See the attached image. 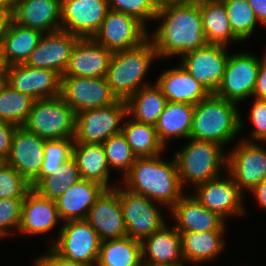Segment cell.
I'll return each instance as SVG.
<instances>
[{
  "mask_svg": "<svg viewBox=\"0 0 266 266\" xmlns=\"http://www.w3.org/2000/svg\"><path fill=\"white\" fill-rule=\"evenodd\" d=\"M141 252L142 262L146 265H184L185 263L181 236L175 226L169 228L164 224L159 230L143 239Z\"/></svg>",
  "mask_w": 266,
  "mask_h": 266,
  "instance_id": "obj_23",
  "label": "cell"
},
{
  "mask_svg": "<svg viewBox=\"0 0 266 266\" xmlns=\"http://www.w3.org/2000/svg\"><path fill=\"white\" fill-rule=\"evenodd\" d=\"M31 184L13 167L6 163L0 167V199L25 198Z\"/></svg>",
  "mask_w": 266,
  "mask_h": 266,
  "instance_id": "obj_42",
  "label": "cell"
},
{
  "mask_svg": "<svg viewBox=\"0 0 266 266\" xmlns=\"http://www.w3.org/2000/svg\"><path fill=\"white\" fill-rule=\"evenodd\" d=\"M195 105L168 101L155 129L159 140L166 146L170 138H190Z\"/></svg>",
  "mask_w": 266,
  "mask_h": 266,
  "instance_id": "obj_29",
  "label": "cell"
},
{
  "mask_svg": "<svg viewBox=\"0 0 266 266\" xmlns=\"http://www.w3.org/2000/svg\"><path fill=\"white\" fill-rule=\"evenodd\" d=\"M230 22L233 34L243 42L247 40L256 29L258 19L247 0H221Z\"/></svg>",
  "mask_w": 266,
  "mask_h": 266,
  "instance_id": "obj_38",
  "label": "cell"
},
{
  "mask_svg": "<svg viewBox=\"0 0 266 266\" xmlns=\"http://www.w3.org/2000/svg\"><path fill=\"white\" fill-rule=\"evenodd\" d=\"M253 95L256 99L266 100V57L260 63Z\"/></svg>",
  "mask_w": 266,
  "mask_h": 266,
  "instance_id": "obj_47",
  "label": "cell"
},
{
  "mask_svg": "<svg viewBox=\"0 0 266 266\" xmlns=\"http://www.w3.org/2000/svg\"><path fill=\"white\" fill-rule=\"evenodd\" d=\"M113 52L92 38H80L74 45L63 76L106 77Z\"/></svg>",
  "mask_w": 266,
  "mask_h": 266,
  "instance_id": "obj_21",
  "label": "cell"
},
{
  "mask_svg": "<svg viewBox=\"0 0 266 266\" xmlns=\"http://www.w3.org/2000/svg\"><path fill=\"white\" fill-rule=\"evenodd\" d=\"M61 0H16L12 20L43 34L61 30Z\"/></svg>",
  "mask_w": 266,
  "mask_h": 266,
  "instance_id": "obj_22",
  "label": "cell"
},
{
  "mask_svg": "<svg viewBox=\"0 0 266 266\" xmlns=\"http://www.w3.org/2000/svg\"><path fill=\"white\" fill-rule=\"evenodd\" d=\"M262 56L259 60L252 53L229 54L222 82L215 95L236 104L253 96L258 69L266 52Z\"/></svg>",
  "mask_w": 266,
  "mask_h": 266,
  "instance_id": "obj_9",
  "label": "cell"
},
{
  "mask_svg": "<svg viewBox=\"0 0 266 266\" xmlns=\"http://www.w3.org/2000/svg\"><path fill=\"white\" fill-rule=\"evenodd\" d=\"M220 177L196 186L197 190L193 197L224 221L227 216L246 214L245 207H243V193L230 175L225 179Z\"/></svg>",
  "mask_w": 266,
  "mask_h": 266,
  "instance_id": "obj_16",
  "label": "cell"
},
{
  "mask_svg": "<svg viewBox=\"0 0 266 266\" xmlns=\"http://www.w3.org/2000/svg\"><path fill=\"white\" fill-rule=\"evenodd\" d=\"M258 21L266 26V0H247Z\"/></svg>",
  "mask_w": 266,
  "mask_h": 266,
  "instance_id": "obj_48",
  "label": "cell"
},
{
  "mask_svg": "<svg viewBox=\"0 0 266 266\" xmlns=\"http://www.w3.org/2000/svg\"><path fill=\"white\" fill-rule=\"evenodd\" d=\"M237 107L234 102L210 94L195 105L190 138L225 147L244 127Z\"/></svg>",
  "mask_w": 266,
  "mask_h": 266,
  "instance_id": "obj_3",
  "label": "cell"
},
{
  "mask_svg": "<svg viewBox=\"0 0 266 266\" xmlns=\"http://www.w3.org/2000/svg\"><path fill=\"white\" fill-rule=\"evenodd\" d=\"M34 101L5 83L0 90V120L23 126Z\"/></svg>",
  "mask_w": 266,
  "mask_h": 266,
  "instance_id": "obj_37",
  "label": "cell"
},
{
  "mask_svg": "<svg viewBox=\"0 0 266 266\" xmlns=\"http://www.w3.org/2000/svg\"><path fill=\"white\" fill-rule=\"evenodd\" d=\"M142 263L141 241L125 236L100 243L96 266H138Z\"/></svg>",
  "mask_w": 266,
  "mask_h": 266,
  "instance_id": "obj_34",
  "label": "cell"
},
{
  "mask_svg": "<svg viewBox=\"0 0 266 266\" xmlns=\"http://www.w3.org/2000/svg\"><path fill=\"white\" fill-rule=\"evenodd\" d=\"M138 266H147L146 264H144L143 262L140 264V265H138Z\"/></svg>",
  "mask_w": 266,
  "mask_h": 266,
  "instance_id": "obj_56",
  "label": "cell"
},
{
  "mask_svg": "<svg viewBox=\"0 0 266 266\" xmlns=\"http://www.w3.org/2000/svg\"><path fill=\"white\" fill-rule=\"evenodd\" d=\"M154 20H161V24L153 35L148 33V39L158 58L182 57L207 44L199 0H160Z\"/></svg>",
  "mask_w": 266,
  "mask_h": 266,
  "instance_id": "obj_1",
  "label": "cell"
},
{
  "mask_svg": "<svg viewBox=\"0 0 266 266\" xmlns=\"http://www.w3.org/2000/svg\"><path fill=\"white\" fill-rule=\"evenodd\" d=\"M6 83L34 100L60 96L61 76L57 72L25 63L8 66Z\"/></svg>",
  "mask_w": 266,
  "mask_h": 266,
  "instance_id": "obj_17",
  "label": "cell"
},
{
  "mask_svg": "<svg viewBox=\"0 0 266 266\" xmlns=\"http://www.w3.org/2000/svg\"><path fill=\"white\" fill-rule=\"evenodd\" d=\"M8 66L4 56L3 44L0 43V74H6Z\"/></svg>",
  "mask_w": 266,
  "mask_h": 266,
  "instance_id": "obj_52",
  "label": "cell"
},
{
  "mask_svg": "<svg viewBox=\"0 0 266 266\" xmlns=\"http://www.w3.org/2000/svg\"><path fill=\"white\" fill-rule=\"evenodd\" d=\"M42 36V32L18 25L12 20L2 42L7 64L26 63Z\"/></svg>",
  "mask_w": 266,
  "mask_h": 266,
  "instance_id": "obj_33",
  "label": "cell"
},
{
  "mask_svg": "<svg viewBox=\"0 0 266 266\" xmlns=\"http://www.w3.org/2000/svg\"><path fill=\"white\" fill-rule=\"evenodd\" d=\"M74 139L46 140L44 158L39 176L31 183L33 187L42 177L56 172L73 155Z\"/></svg>",
  "mask_w": 266,
  "mask_h": 266,
  "instance_id": "obj_39",
  "label": "cell"
},
{
  "mask_svg": "<svg viewBox=\"0 0 266 266\" xmlns=\"http://www.w3.org/2000/svg\"><path fill=\"white\" fill-rule=\"evenodd\" d=\"M199 8L207 44L228 47V43L240 41L233 34L225 5L221 0H199Z\"/></svg>",
  "mask_w": 266,
  "mask_h": 266,
  "instance_id": "obj_30",
  "label": "cell"
},
{
  "mask_svg": "<svg viewBox=\"0 0 266 266\" xmlns=\"http://www.w3.org/2000/svg\"><path fill=\"white\" fill-rule=\"evenodd\" d=\"M18 126L0 120V156L6 159L9 156L15 130Z\"/></svg>",
  "mask_w": 266,
  "mask_h": 266,
  "instance_id": "obj_45",
  "label": "cell"
},
{
  "mask_svg": "<svg viewBox=\"0 0 266 266\" xmlns=\"http://www.w3.org/2000/svg\"><path fill=\"white\" fill-rule=\"evenodd\" d=\"M250 192L258 201V206L266 209V179L258 183Z\"/></svg>",
  "mask_w": 266,
  "mask_h": 266,
  "instance_id": "obj_49",
  "label": "cell"
},
{
  "mask_svg": "<svg viewBox=\"0 0 266 266\" xmlns=\"http://www.w3.org/2000/svg\"><path fill=\"white\" fill-rule=\"evenodd\" d=\"M45 141L23 126H18L5 163L13 167L31 184L39 176L42 167Z\"/></svg>",
  "mask_w": 266,
  "mask_h": 266,
  "instance_id": "obj_20",
  "label": "cell"
},
{
  "mask_svg": "<svg viewBox=\"0 0 266 266\" xmlns=\"http://www.w3.org/2000/svg\"><path fill=\"white\" fill-rule=\"evenodd\" d=\"M6 83V74H0V90Z\"/></svg>",
  "mask_w": 266,
  "mask_h": 266,
  "instance_id": "obj_53",
  "label": "cell"
},
{
  "mask_svg": "<svg viewBox=\"0 0 266 266\" xmlns=\"http://www.w3.org/2000/svg\"><path fill=\"white\" fill-rule=\"evenodd\" d=\"M86 221L97 232L100 241L127 236L119 193L114 188L105 189L89 210Z\"/></svg>",
  "mask_w": 266,
  "mask_h": 266,
  "instance_id": "obj_19",
  "label": "cell"
},
{
  "mask_svg": "<svg viewBox=\"0 0 266 266\" xmlns=\"http://www.w3.org/2000/svg\"><path fill=\"white\" fill-rule=\"evenodd\" d=\"M79 39L80 37L63 30L43 34L25 64L33 68L53 70L62 77L68 67L72 49Z\"/></svg>",
  "mask_w": 266,
  "mask_h": 266,
  "instance_id": "obj_18",
  "label": "cell"
},
{
  "mask_svg": "<svg viewBox=\"0 0 266 266\" xmlns=\"http://www.w3.org/2000/svg\"><path fill=\"white\" fill-rule=\"evenodd\" d=\"M155 58L158 59L157 51L149 39L135 48L113 53L105 78L118 100L126 101L137 90L149 85L142 82Z\"/></svg>",
  "mask_w": 266,
  "mask_h": 266,
  "instance_id": "obj_4",
  "label": "cell"
},
{
  "mask_svg": "<svg viewBox=\"0 0 266 266\" xmlns=\"http://www.w3.org/2000/svg\"><path fill=\"white\" fill-rule=\"evenodd\" d=\"M76 114L60 97L35 100L23 127L44 140L74 139Z\"/></svg>",
  "mask_w": 266,
  "mask_h": 266,
  "instance_id": "obj_6",
  "label": "cell"
},
{
  "mask_svg": "<svg viewBox=\"0 0 266 266\" xmlns=\"http://www.w3.org/2000/svg\"><path fill=\"white\" fill-rule=\"evenodd\" d=\"M60 97L75 114L87 109L113 105L118 101L105 77L62 76Z\"/></svg>",
  "mask_w": 266,
  "mask_h": 266,
  "instance_id": "obj_13",
  "label": "cell"
},
{
  "mask_svg": "<svg viewBox=\"0 0 266 266\" xmlns=\"http://www.w3.org/2000/svg\"><path fill=\"white\" fill-rule=\"evenodd\" d=\"M109 9L131 15L145 26L157 14L160 0H107Z\"/></svg>",
  "mask_w": 266,
  "mask_h": 266,
  "instance_id": "obj_41",
  "label": "cell"
},
{
  "mask_svg": "<svg viewBox=\"0 0 266 266\" xmlns=\"http://www.w3.org/2000/svg\"><path fill=\"white\" fill-rule=\"evenodd\" d=\"M146 28L137 18L109 9L92 39L114 53L140 46L148 39Z\"/></svg>",
  "mask_w": 266,
  "mask_h": 266,
  "instance_id": "obj_10",
  "label": "cell"
},
{
  "mask_svg": "<svg viewBox=\"0 0 266 266\" xmlns=\"http://www.w3.org/2000/svg\"><path fill=\"white\" fill-rule=\"evenodd\" d=\"M178 232L225 231L226 221L205 208L192 195H183L170 209Z\"/></svg>",
  "mask_w": 266,
  "mask_h": 266,
  "instance_id": "obj_24",
  "label": "cell"
},
{
  "mask_svg": "<svg viewBox=\"0 0 266 266\" xmlns=\"http://www.w3.org/2000/svg\"><path fill=\"white\" fill-rule=\"evenodd\" d=\"M126 117L129 118L125 100L83 110L76 114L74 143L102 144L109 137L121 133V121Z\"/></svg>",
  "mask_w": 266,
  "mask_h": 266,
  "instance_id": "obj_7",
  "label": "cell"
},
{
  "mask_svg": "<svg viewBox=\"0 0 266 266\" xmlns=\"http://www.w3.org/2000/svg\"><path fill=\"white\" fill-rule=\"evenodd\" d=\"M147 266H184V265H167V264H161V265H147Z\"/></svg>",
  "mask_w": 266,
  "mask_h": 266,
  "instance_id": "obj_54",
  "label": "cell"
},
{
  "mask_svg": "<svg viewBox=\"0 0 266 266\" xmlns=\"http://www.w3.org/2000/svg\"><path fill=\"white\" fill-rule=\"evenodd\" d=\"M16 0H0V11L12 12L15 6Z\"/></svg>",
  "mask_w": 266,
  "mask_h": 266,
  "instance_id": "obj_51",
  "label": "cell"
},
{
  "mask_svg": "<svg viewBox=\"0 0 266 266\" xmlns=\"http://www.w3.org/2000/svg\"><path fill=\"white\" fill-rule=\"evenodd\" d=\"M5 164V159H3L1 156H0V167Z\"/></svg>",
  "mask_w": 266,
  "mask_h": 266,
  "instance_id": "obj_55",
  "label": "cell"
},
{
  "mask_svg": "<svg viewBox=\"0 0 266 266\" xmlns=\"http://www.w3.org/2000/svg\"><path fill=\"white\" fill-rule=\"evenodd\" d=\"M227 46L206 44L188 52L181 58V66L189 72L210 94L220 86L229 58Z\"/></svg>",
  "mask_w": 266,
  "mask_h": 266,
  "instance_id": "obj_14",
  "label": "cell"
},
{
  "mask_svg": "<svg viewBox=\"0 0 266 266\" xmlns=\"http://www.w3.org/2000/svg\"><path fill=\"white\" fill-rule=\"evenodd\" d=\"M61 221L56 202L31 189L23 200L18 231L26 235H41L51 231Z\"/></svg>",
  "mask_w": 266,
  "mask_h": 266,
  "instance_id": "obj_25",
  "label": "cell"
},
{
  "mask_svg": "<svg viewBox=\"0 0 266 266\" xmlns=\"http://www.w3.org/2000/svg\"><path fill=\"white\" fill-rule=\"evenodd\" d=\"M72 157L76 160L81 179L100 183L106 189L109 186L110 167L102 144L74 143Z\"/></svg>",
  "mask_w": 266,
  "mask_h": 266,
  "instance_id": "obj_31",
  "label": "cell"
},
{
  "mask_svg": "<svg viewBox=\"0 0 266 266\" xmlns=\"http://www.w3.org/2000/svg\"><path fill=\"white\" fill-rule=\"evenodd\" d=\"M23 200L24 198L0 199V239L14 234L11 229H19Z\"/></svg>",
  "mask_w": 266,
  "mask_h": 266,
  "instance_id": "obj_43",
  "label": "cell"
},
{
  "mask_svg": "<svg viewBox=\"0 0 266 266\" xmlns=\"http://www.w3.org/2000/svg\"><path fill=\"white\" fill-rule=\"evenodd\" d=\"M106 188L100 183L80 179L55 200L61 221L84 220Z\"/></svg>",
  "mask_w": 266,
  "mask_h": 266,
  "instance_id": "obj_26",
  "label": "cell"
},
{
  "mask_svg": "<svg viewBox=\"0 0 266 266\" xmlns=\"http://www.w3.org/2000/svg\"><path fill=\"white\" fill-rule=\"evenodd\" d=\"M239 145L227 153L226 172L239 190L250 191L266 179V149L258 142L239 141Z\"/></svg>",
  "mask_w": 266,
  "mask_h": 266,
  "instance_id": "obj_12",
  "label": "cell"
},
{
  "mask_svg": "<svg viewBox=\"0 0 266 266\" xmlns=\"http://www.w3.org/2000/svg\"><path fill=\"white\" fill-rule=\"evenodd\" d=\"M80 179L77 162L71 157L55 173L42 177L32 189L39 195L55 201Z\"/></svg>",
  "mask_w": 266,
  "mask_h": 266,
  "instance_id": "obj_36",
  "label": "cell"
},
{
  "mask_svg": "<svg viewBox=\"0 0 266 266\" xmlns=\"http://www.w3.org/2000/svg\"><path fill=\"white\" fill-rule=\"evenodd\" d=\"M102 146L106 155L109 167L123 172L125 175L136 160L130 145L127 143L125 136L121 133L113 135L106 139Z\"/></svg>",
  "mask_w": 266,
  "mask_h": 266,
  "instance_id": "obj_40",
  "label": "cell"
},
{
  "mask_svg": "<svg viewBox=\"0 0 266 266\" xmlns=\"http://www.w3.org/2000/svg\"><path fill=\"white\" fill-rule=\"evenodd\" d=\"M225 231L179 232L181 236L182 255L184 261L194 263L210 262L219 256L224 249Z\"/></svg>",
  "mask_w": 266,
  "mask_h": 266,
  "instance_id": "obj_28",
  "label": "cell"
},
{
  "mask_svg": "<svg viewBox=\"0 0 266 266\" xmlns=\"http://www.w3.org/2000/svg\"><path fill=\"white\" fill-rule=\"evenodd\" d=\"M12 22V12L0 11V43L3 42L4 37L10 23Z\"/></svg>",
  "mask_w": 266,
  "mask_h": 266,
  "instance_id": "obj_50",
  "label": "cell"
},
{
  "mask_svg": "<svg viewBox=\"0 0 266 266\" xmlns=\"http://www.w3.org/2000/svg\"><path fill=\"white\" fill-rule=\"evenodd\" d=\"M158 77L156 84L167 101L196 105L210 95L182 66L167 69Z\"/></svg>",
  "mask_w": 266,
  "mask_h": 266,
  "instance_id": "obj_27",
  "label": "cell"
},
{
  "mask_svg": "<svg viewBox=\"0 0 266 266\" xmlns=\"http://www.w3.org/2000/svg\"><path fill=\"white\" fill-rule=\"evenodd\" d=\"M189 140L182 150L174 153L182 188L185 182L196 187L222 176V169L227 167L223 146L210 141Z\"/></svg>",
  "mask_w": 266,
  "mask_h": 266,
  "instance_id": "obj_5",
  "label": "cell"
},
{
  "mask_svg": "<svg viewBox=\"0 0 266 266\" xmlns=\"http://www.w3.org/2000/svg\"><path fill=\"white\" fill-rule=\"evenodd\" d=\"M59 230L57 239L50 247L56 254L88 266H96L101 241L86 219L66 221Z\"/></svg>",
  "mask_w": 266,
  "mask_h": 266,
  "instance_id": "obj_8",
  "label": "cell"
},
{
  "mask_svg": "<svg viewBox=\"0 0 266 266\" xmlns=\"http://www.w3.org/2000/svg\"><path fill=\"white\" fill-rule=\"evenodd\" d=\"M123 125L121 132L137 158L162 154L165 146L159 140L155 126L133 119L127 120Z\"/></svg>",
  "mask_w": 266,
  "mask_h": 266,
  "instance_id": "obj_35",
  "label": "cell"
},
{
  "mask_svg": "<svg viewBox=\"0 0 266 266\" xmlns=\"http://www.w3.org/2000/svg\"><path fill=\"white\" fill-rule=\"evenodd\" d=\"M249 112L250 123L254 126L251 138L246 142L266 141V100L254 98Z\"/></svg>",
  "mask_w": 266,
  "mask_h": 266,
  "instance_id": "obj_44",
  "label": "cell"
},
{
  "mask_svg": "<svg viewBox=\"0 0 266 266\" xmlns=\"http://www.w3.org/2000/svg\"><path fill=\"white\" fill-rule=\"evenodd\" d=\"M49 253V254H48ZM48 253L41 255L36 260H34L36 266H88L81 262H76L63 258L56 254L51 248H49Z\"/></svg>",
  "mask_w": 266,
  "mask_h": 266,
  "instance_id": "obj_46",
  "label": "cell"
},
{
  "mask_svg": "<svg viewBox=\"0 0 266 266\" xmlns=\"http://www.w3.org/2000/svg\"><path fill=\"white\" fill-rule=\"evenodd\" d=\"M161 154L138 157L130 170L123 175L121 184L126 189L140 194L159 205L171 209L184 195L174 157L160 159Z\"/></svg>",
  "mask_w": 266,
  "mask_h": 266,
  "instance_id": "obj_2",
  "label": "cell"
},
{
  "mask_svg": "<svg viewBox=\"0 0 266 266\" xmlns=\"http://www.w3.org/2000/svg\"><path fill=\"white\" fill-rule=\"evenodd\" d=\"M61 30L92 38L109 11L107 0H61Z\"/></svg>",
  "mask_w": 266,
  "mask_h": 266,
  "instance_id": "obj_15",
  "label": "cell"
},
{
  "mask_svg": "<svg viewBox=\"0 0 266 266\" xmlns=\"http://www.w3.org/2000/svg\"><path fill=\"white\" fill-rule=\"evenodd\" d=\"M167 102L161 88L156 83L149 84L126 100L127 115L135 121L155 126Z\"/></svg>",
  "mask_w": 266,
  "mask_h": 266,
  "instance_id": "obj_32",
  "label": "cell"
},
{
  "mask_svg": "<svg viewBox=\"0 0 266 266\" xmlns=\"http://www.w3.org/2000/svg\"><path fill=\"white\" fill-rule=\"evenodd\" d=\"M115 189L119 193L127 236L142 241L166 224L157 203L125 187L115 186Z\"/></svg>",
  "mask_w": 266,
  "mask_h": 266,
  "instance_id": "obj_11",
  "label": "cell"
}]
</instances>
